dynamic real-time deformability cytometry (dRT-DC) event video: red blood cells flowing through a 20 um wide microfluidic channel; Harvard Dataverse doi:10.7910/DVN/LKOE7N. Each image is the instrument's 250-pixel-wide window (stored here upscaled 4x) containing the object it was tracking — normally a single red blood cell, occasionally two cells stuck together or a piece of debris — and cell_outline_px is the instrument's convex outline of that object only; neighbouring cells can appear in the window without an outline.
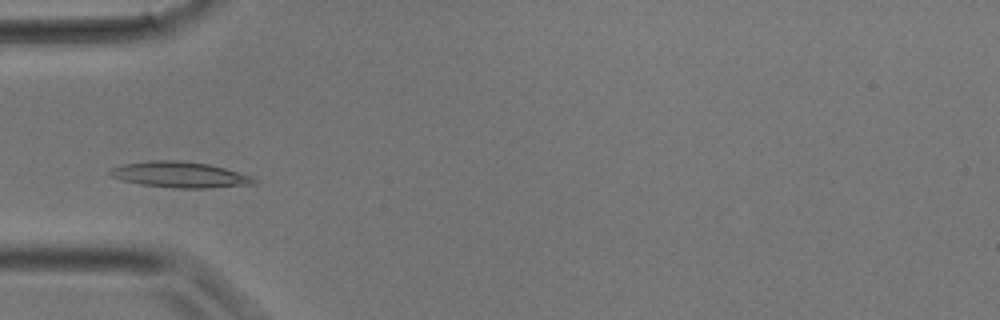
{"species": "common noctule bat (a hibernating species)", "species_latin": "Nyctalus noctula", "temperature_condition": "room temperature", "stored_images_in_passage": 31, "camera_frame_rate_fps": 3000, "um_per_image_px": 0.085, "animal": {"sex": "male", "body_mass_g": 17.9}, "frame": {"image": 1, "passage_image": 8, "time_ms": 2.333, "image_size_px": [1000, 320], "cell_outline_px": [[256, 184], [208, 188], [172, 188], [140, 184], [108, 176], [108, 172], [112, 168], [124, 164], [148, 160], [184, 160], [208, 164], [224, 168], [252, 176], [256, 180]], "centroid_in_image_um": [15.28, 14.84], "position_along_channel_um": 69.7, "area_um2": 21.79}}
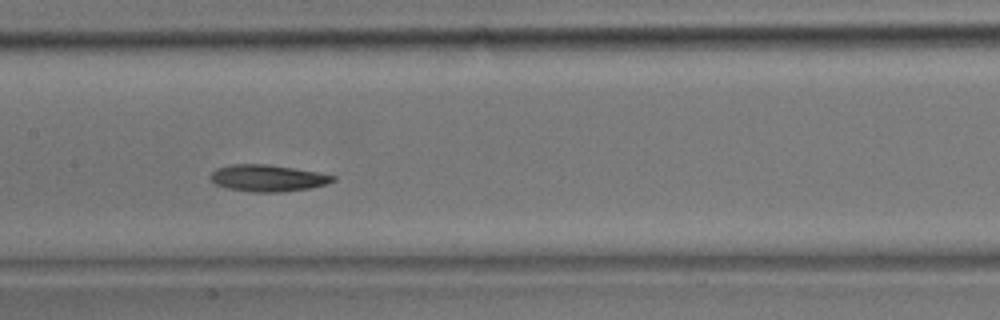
{"frame": {"image": 2, "passage_image": 14, "time_ms": 4.333, "image_size_px": [1000, 320], "cell_outline_px": [[336, 180], [324, 184], [308, 188], [280, 192], [252, 192], [228, 188], [216, 184], [208, 176], [216, 168], [232, 164], [268, 164], [316, 172], [336, 176]], "centroid_in_image_um": [22.71, 15.13], "position_along_channel_um": 184.7, "area_um2": 18.84}}
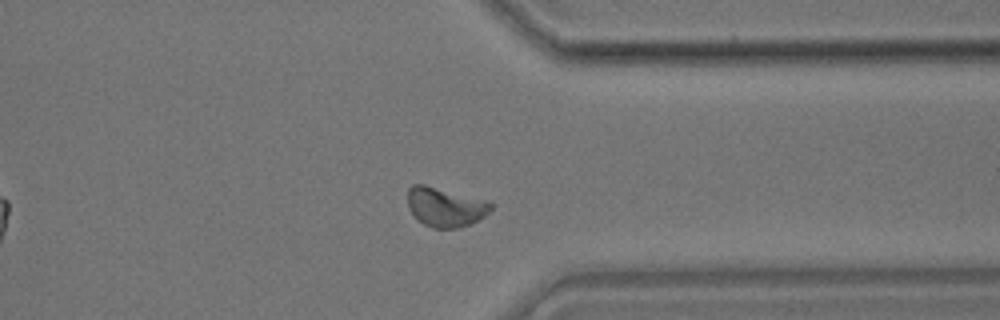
{"frame": {"image": 3, "passage_image": 24, "time_ms": 7.667, "image_size_px": [1000, 320], "cell_outline_px": [[492, 208], [484, 216], [460, 228], [432, 228], [424, 224], [408, 208], [408, 188], [412, 184], [424, 184], [484, 200], [492, 204]], "centroid_in_image_um": [37.81, 17.59], "position_along_channel_um": 373.6, "area_um2": 18.67}}